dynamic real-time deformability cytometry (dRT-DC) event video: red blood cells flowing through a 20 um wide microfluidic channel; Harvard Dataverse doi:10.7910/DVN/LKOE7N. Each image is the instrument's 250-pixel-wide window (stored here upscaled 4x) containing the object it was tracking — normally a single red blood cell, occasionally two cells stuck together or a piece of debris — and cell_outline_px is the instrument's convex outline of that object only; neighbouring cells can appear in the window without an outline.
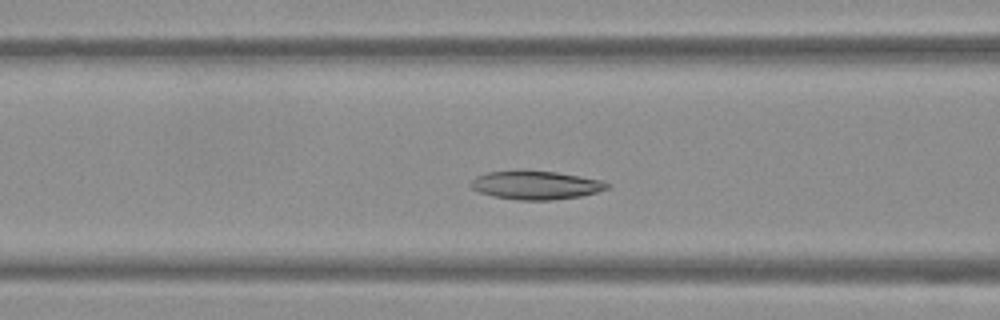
{"species": "Egyptian fruit bat (a non-hibernating species)", "species_latin": "Rousettus aegyptiacus", "temperature_condition": "warm", "stored_images_in_passage": 48, "camera_frame_rate_fps": 3000, "um_per_image_px": 0.085, "frame": {"image": 1, "passage_image": 16, "time_ms": 5.0, "image_size_px": [1000, 320], "cell_outline_px": [[612, 184], [608, 188], [596, 192], [580, 196], [552, 200], [516, 200], [492, 196], [480, 192], [472, 188], [468, 184], [476, 176], [488, 172], [516, 168], [524, 168], [556, 172], [604, 180]], "centroid_in_image_um": [45.52, 15.7], "position_along_channel_um": 121.1, "area_um2": 23.41}}
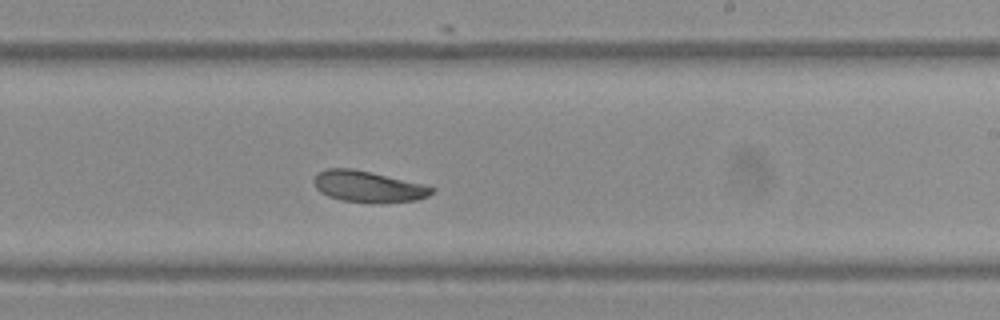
{"frame": {"image": 2, "passage_image": 27, "time_ms": 8.667, "image_size_px": [1000, 320], "cell_outline_px": [[436, 188], [428, 196], [416, 200], [340, 200], [328, 196], [320, 192], [316, 188], [312, 180], [320, 172], [328, 168], [352, 168], [428, 184]], "centroid_in_image_um": [31.3, 15.8], "position_along_channel_um": 257.7, "area_um2": 20.75}}
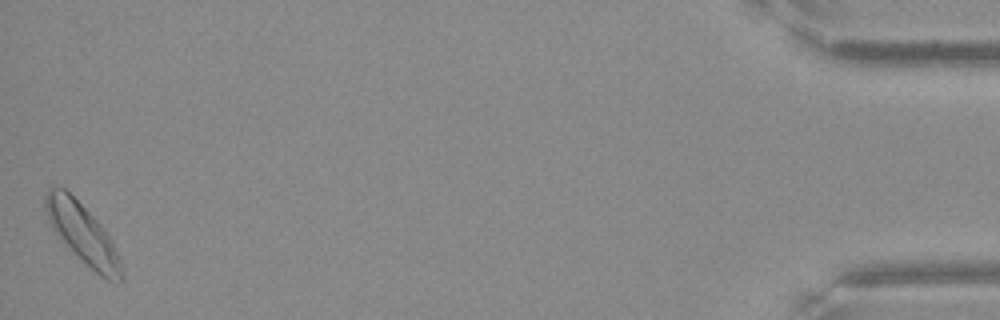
{"frame": {"image": 3, "passage_image": 48, "time_ms": 15.667, "image_size_px": [1000, 320], "cell_outline_px": [[124, 276], [120, 280], [108, 280], [100, 276], [56, 236], [48, 220], [44, 208], [44, 196], [48, 188], [56, 184], [64, 188], [104, 228], [112, 240], [120, 256]], "centroid_in_image_um": [7.0, 19.84], "position_along_channel_um": 428.2, "area_um2": 26.41}, "authors_computed_cell_mechanics": {"area_um2": 22.8888, "velocity_mm_per_s": 3.7263, "shape_relaxation_time_tau1_ms": 3.8564, "shape_relaxation_time_tau2_ms": 7.8652, "deformation_change_tau1": 0.1049, "deformation_change_tau2": 0.1381}}